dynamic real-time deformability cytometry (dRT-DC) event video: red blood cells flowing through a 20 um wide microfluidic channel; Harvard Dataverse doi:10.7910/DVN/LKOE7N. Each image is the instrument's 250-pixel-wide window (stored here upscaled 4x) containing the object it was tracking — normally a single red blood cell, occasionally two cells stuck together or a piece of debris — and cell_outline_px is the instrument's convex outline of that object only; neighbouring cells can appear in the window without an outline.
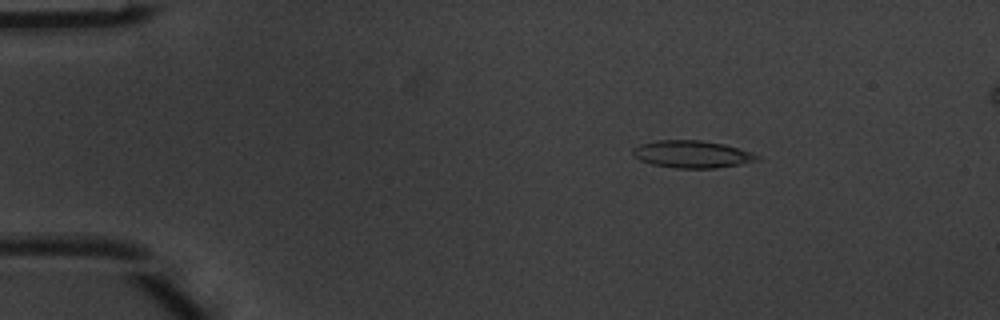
{"species": "common noctule bat (a hibernating species)", "species_latin": "Nyctalus noctula", "temperature_condition": "warm", "stored_images_in_passage": 6, "camera_frame_rate_fps": 3000, "um_per_image_px": 0.085, "animal": {"sex": "male", "body_mass_g": 20.1, "forearm_length_mm": 53.5}, "frame": {"image": 1, "passage_image": 3, "time_ms": 0.667, "image_size_px": [1000, 320], "cell_outline_px": [[764, 160], [716, 168], [676, 168], [652, 164], [640, 160], [632, 152], [632, 148], [640, 144], [656, 140], [700, 140], [724, 144], [752, 152], [764, 156]], "centroid_in_image_um": [58.91, 13.11], "position_along_channel_um": 26.1, "area_um2": 20.0}}